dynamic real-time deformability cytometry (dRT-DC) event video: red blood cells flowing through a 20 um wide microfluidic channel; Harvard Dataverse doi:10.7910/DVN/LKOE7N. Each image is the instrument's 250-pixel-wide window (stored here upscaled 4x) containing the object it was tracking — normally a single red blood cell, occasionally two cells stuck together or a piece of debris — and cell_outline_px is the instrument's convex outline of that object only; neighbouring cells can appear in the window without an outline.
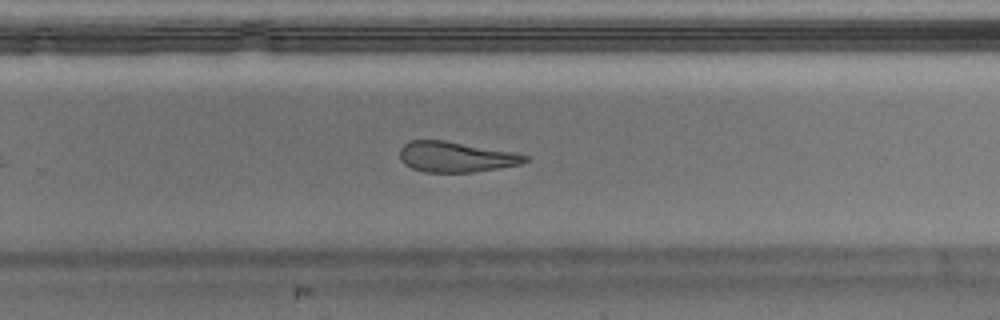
{"species": "Egyptian fruit bat (a non-hibernating species)", "species_latin": "Rousettus aegyptiacus", "temperature_condition": "warm", "stored_images_in_passage": 33, "camera_frame_rate_fps": 3000, "um_per_image_px": 0.085, "animal": {"sex": "male"}, "frame": {"image": 1, "passage_image": 19, "time_ms": 6.0, "image_size_px": [1000, 320], "cell_outline_px": [[528, 160], [520, 164], [472, 172], [424, 172], [412, 168], [404, 164], [400, 160], [400, 148], [408, 140], [444, 140], [512, 152], [528, 156]], "centroid_in_image_um": [38.68, 13.33], "position_along_channel_um": 291.1, "area_um2": 22.02}, "authors_computed_cell_mechanics": {"area_um2": 23.0044, "velocity_mm_per_s": 4.0609, "shape_relaxation_time_tau1_ms": null, "shape_relaxation_time_tau2_ms": 8.9445, "deformation_change_tau1": null, "deformation_change_tau2": 0.2415}}